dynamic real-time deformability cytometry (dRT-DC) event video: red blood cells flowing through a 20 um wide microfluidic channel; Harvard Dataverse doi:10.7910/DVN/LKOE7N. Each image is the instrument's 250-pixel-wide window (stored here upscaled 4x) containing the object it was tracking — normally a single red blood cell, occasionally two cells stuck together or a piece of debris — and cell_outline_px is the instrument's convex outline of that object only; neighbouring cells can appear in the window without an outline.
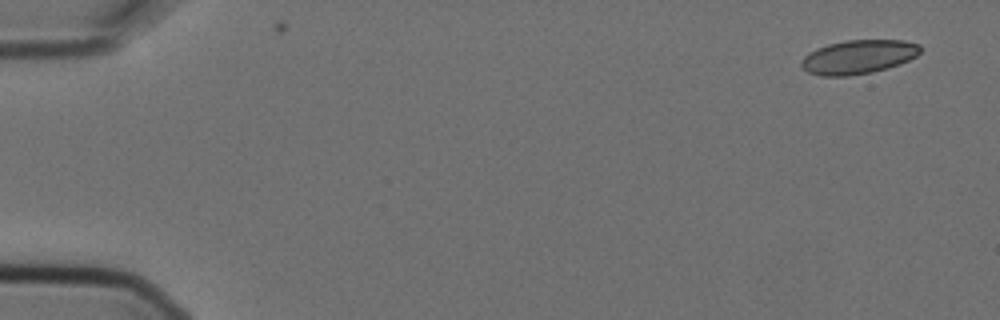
{"species": "Egyptian fruit bat (a non-hibernating species)", "species_latin": "Rousettus aegyptiacus", "temperature_condition": "cold", "stored_images_in_passage": 4, "camera_frame_rate_fps": 3000, "um_per_image_px": 0.085, "animal": {"sex": "female"}, "frame": {"image": 1, "passage_image": 1, "time_ms": 0.0, "image_size_px": [1000, 320], "cell_outline_px": [[920, 52], [916, 56], [900, 64], [888, 68], [872, 72], [848, 76], [820, 76], [808, 72], [800, 64], [804, 56], [816, 48], [828, 44], [844, 40], [904, 40], [920, 44]], "centroid_in_image_um": [72.96, 4.83], "position_along_channel_um": 12.0, "area_um2": 23.58}}